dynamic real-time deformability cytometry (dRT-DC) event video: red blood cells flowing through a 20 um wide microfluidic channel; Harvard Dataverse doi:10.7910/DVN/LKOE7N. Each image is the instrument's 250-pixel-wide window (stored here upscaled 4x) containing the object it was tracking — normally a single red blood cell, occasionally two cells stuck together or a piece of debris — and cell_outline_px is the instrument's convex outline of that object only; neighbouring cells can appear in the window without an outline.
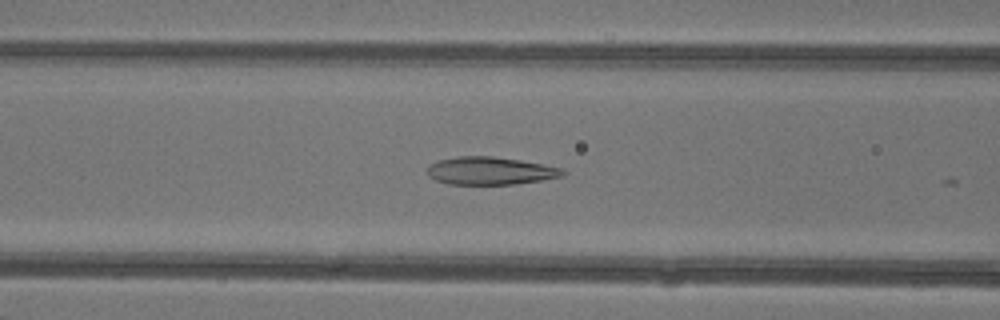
{"species": "common noctule bat (a hibernating species)", "species_latin": "Nyctalus noctula", "temperature_condition": "warm", "stored_images_in_passage": 18, "camera_frame_rate_fps": 3000, "um_per_image_px": 0.085, "animal": {"sex": "female"}, "frame": {"image": 1, "passage_image": 17, "time_ms": 5.333, "image_size_px": [1000, 320], "cell_outline_px": [[568, 172], [564, 176], [540, 180], [512, 184], [448, 184], [436, 180], [428, 176], [428, 164], [436, 160], [456, 156], [492, 156], [520, 160], [544, 164], [564, 168]], "centroid_in_image_um": [41.68, 14.51], "position_along_channel_um": 124.9, "area_um2": 22.14}}